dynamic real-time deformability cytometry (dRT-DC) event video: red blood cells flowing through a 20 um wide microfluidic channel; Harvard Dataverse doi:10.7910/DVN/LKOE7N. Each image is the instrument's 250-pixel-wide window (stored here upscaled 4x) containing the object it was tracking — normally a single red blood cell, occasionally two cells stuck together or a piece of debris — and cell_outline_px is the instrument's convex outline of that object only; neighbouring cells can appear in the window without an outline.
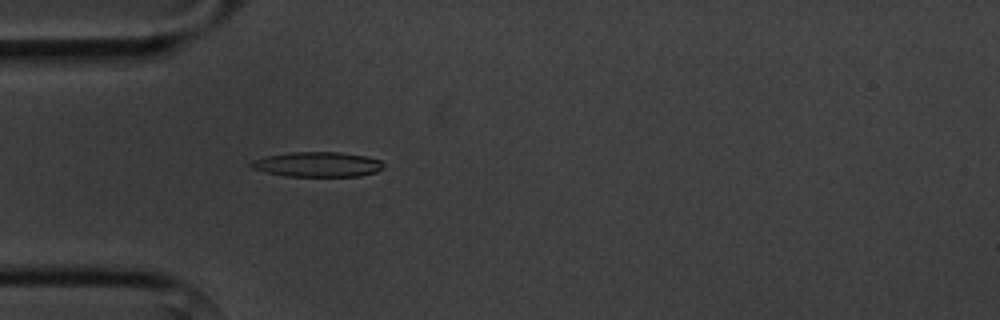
{"species": "common noctule bat (a hibernating species)", "species_latin": "Nyctalus noctula", "temperature_condition": "cold", "stored_images_in_passage": 3, "camera_frame_rate_fps": 3000, "um_per_image_px": 0.085, "animal": {"sex": "male", "body_mass_g": 20.1, "forearm_length_mm": 53.5}, "frame": {"image": 1, "passage_image": 3, "time_ms": 3.333, "image_size_px": [1000, 320], "cell_outline_px": [[384, 168], [376, 172], [360, 176], [288, 176], [268, 172], [252, 168], [248, 164], [252, 160], [268, 156], [292, 152], [340, 152], [364, 156], [380, 160], [384, 164]], "centroid_in_image_um": [27.02, 13.97], "position_along_channel_um": 58.0, "area_um2": 19.07}}